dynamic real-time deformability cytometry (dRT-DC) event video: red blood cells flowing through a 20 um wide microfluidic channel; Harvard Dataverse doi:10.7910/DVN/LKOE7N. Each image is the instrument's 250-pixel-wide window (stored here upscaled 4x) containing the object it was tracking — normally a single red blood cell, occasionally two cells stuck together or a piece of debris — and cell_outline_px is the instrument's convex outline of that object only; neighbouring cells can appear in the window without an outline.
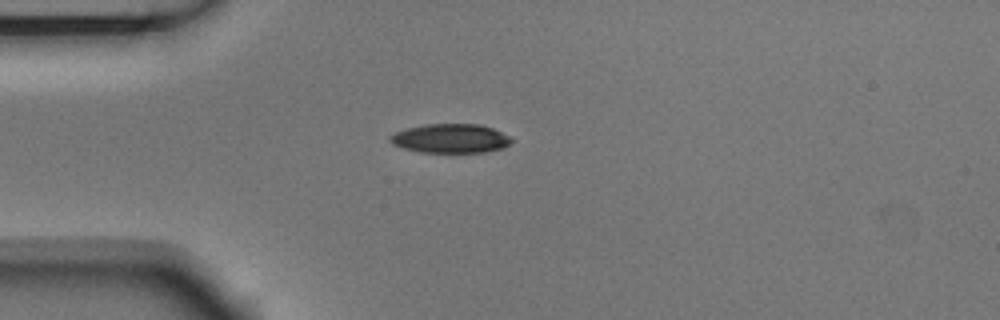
{"species": "Egyptian fruit bat (a non-hibernating species)", "species_latin": "Rousettus aegyptiacus", "temperature_condition": "room temperature", "stored_images_in_passage": 4, "camera_frame_rate_fps": 3000, "um_per_image_px": 0.085, "animal": {"sex": "male"}, "frame": {"image": 1, "passage_image": 4, "time_ms": 1.0, "image_size_px": [1000, 320], "cell_outline_px": [[512, 140], [504, 148], [488, 152], [420, 152], [404, 148], [392, 144], [388, 140], [388, 136], [396, 132], [408, 128], [424, 124], [480, 124], [492, 128], [512, 136]], "centroid_in_image_um": [38.31, 11.77], "position_along_channel_um": 46.7, "area_um2": 20.69}}